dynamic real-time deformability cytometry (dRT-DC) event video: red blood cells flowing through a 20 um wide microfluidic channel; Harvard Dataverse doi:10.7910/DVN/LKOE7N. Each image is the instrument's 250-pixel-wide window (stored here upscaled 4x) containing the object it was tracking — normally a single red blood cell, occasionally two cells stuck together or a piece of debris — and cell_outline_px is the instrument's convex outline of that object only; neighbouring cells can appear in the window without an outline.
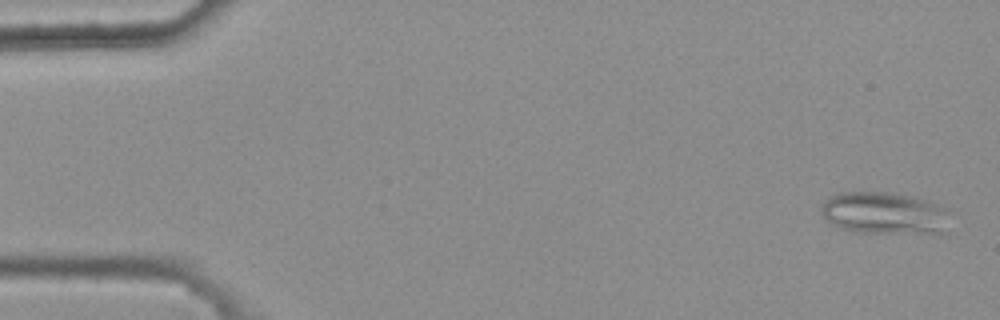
{"species": "common noctule bat (a hibernating species)", "species_latin": "Nyctalus noctula", "temperature_condition": "warm", "stored_images_in_passage": 47, "camera_frame_rate_fps": 3000, "um_per_image_px": 0.085, "animal": {"sex": "female", "body_mass_g": 25.1}, "frame": {"image": 1, "passage_image": 2, "time_ms": 0.333, "image_size_px": [1000, 320], "cell_outline_px": [[944, 212], [940, 232], [936, 236], [852, 232], [832, 224], [820, 212], [824, 204], [832, 196], [840, 192], [888, 192], [908, 196], [924, 200], [936, 204], [944, 208]], "centroid_in_image_um": [75.11, 18.16], "position_along_channel_um": 9.9, "area_um2": 31.33}}
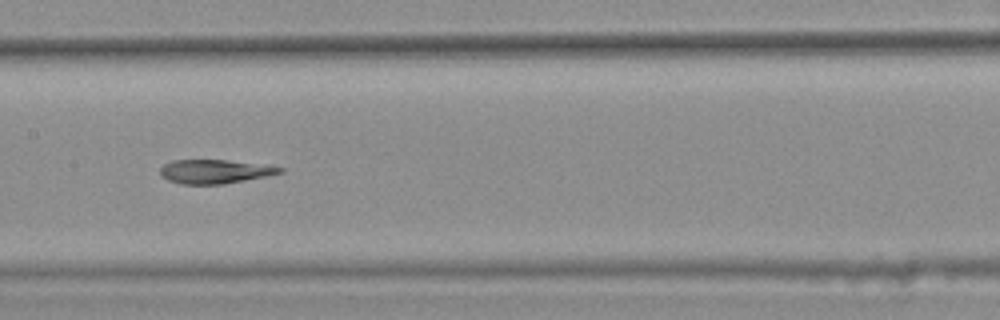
{"frame": {"image": 2, "passage_image": 27, "time_ms": 8.667, "image_size_px": [1000, 320], "cell_outline_px": [[284, 172], [268, 176], [224, 184], [180, 184], [168, 180], [160, 176], [160, 168], [164, 164], [172, 160], [228, 160], [284, 168]], "centroid_in_image_um": [18.22, 14.58], "position_along_channel_um": 189.2, "area_um2": 16.65}}
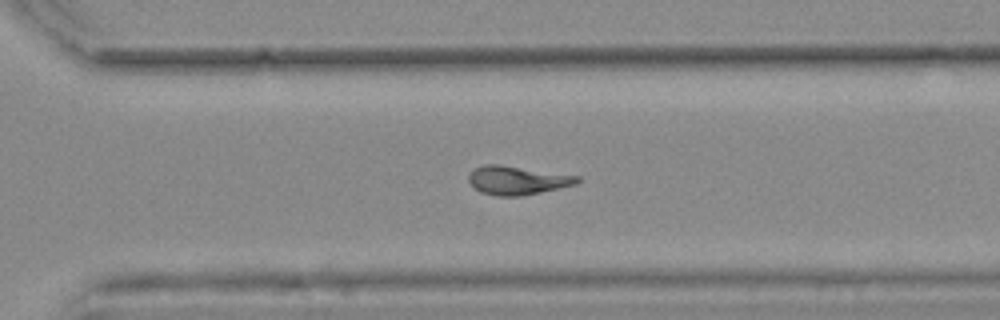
{"frame": {"image": 3, "passage_image": 38, "time_ms": 12.333, "image_size_px": [1000, 320], "cell_outline_px": [[580, 180], [576, 184], [540, 192], [520, 196], [496, 196], [480, 192], [468, 180], [468, 172], [484, 164], [500, 164], [580, 176]], "centroid_in_image_um": [43.95, 15.32], "position_along_channel_um": 326.7, "area_um2": 18.09}, "authors_computed_cell_mechanics": {"area_um2": 18.0914, "velocity_mm_per_s": 3.7563, "shape_relaxation_time_tau1_ms": null, "shape_relaxation_time_tau2_ms": 3.8785, "deformation_change_tau1": null, "deformation_change_tau2": 0.1054}}